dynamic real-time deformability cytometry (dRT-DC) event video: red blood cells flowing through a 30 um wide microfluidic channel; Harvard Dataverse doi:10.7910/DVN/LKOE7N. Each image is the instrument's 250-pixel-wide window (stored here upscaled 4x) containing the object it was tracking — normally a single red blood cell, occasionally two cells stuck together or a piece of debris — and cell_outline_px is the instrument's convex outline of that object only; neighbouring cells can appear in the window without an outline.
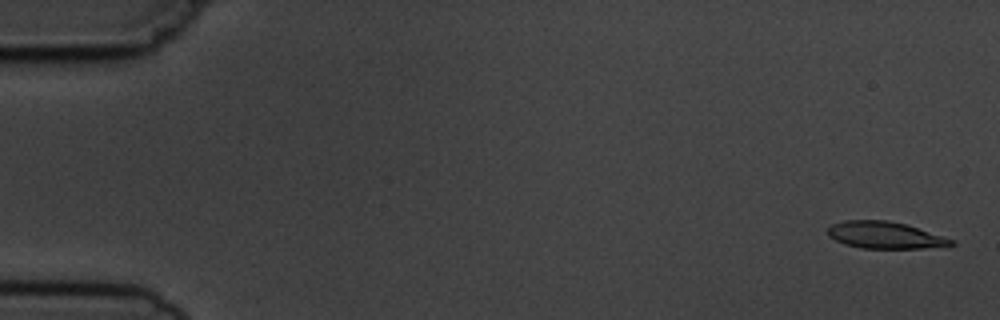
{"species": "common noctule bat (a hibernating species)", "species_latin": "Nyctalus noctula", "temperature_condition": "cold", "stored_images_in_passage": 5, "camera_frame_rate_fps": 3000, "um_per_image_px": 0.085, "animal": {"sex": "male", "body_mass_g": 19.5, "forearm_length_mm": 54.6}, "frame": {"image": 1, "passage_image": 1, "time_ms": 0.0, "image_size_px": [1000, 320], "cell_outline_px": [[956, 244], [920, 248], [860, 248], [844, 244], [828, 236], [828, 228], [832, 224], [844, 220], [888, 220], [908, 224], [956, 240]], "centroid_in_image_um": [75.23, 19.97], "position_along_channel_um": 9.8, "area_um2": 19.42}}
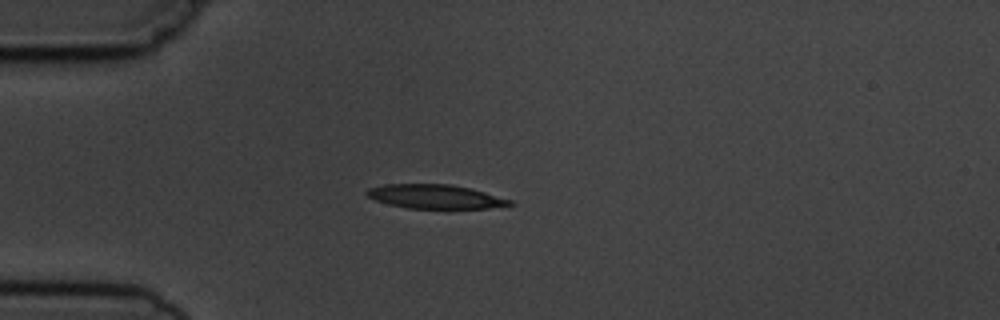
{"frame": {"image": 2, "passage_image": 5, "time_ms": 4.333, "image_size_px": [1000, 320], "cell_outline_px": [[516, 204], [488, 208], [408, 208], [388, 204], [376, 200], [368, 196], [364, 192], [368, 188], [384, 184], [452, 184], [484, 192], [512, 200]], "centroid_in_image_um": [36.97, 16.7], "position_along_channel_um": 48.0, "area_um2": 19.88}}